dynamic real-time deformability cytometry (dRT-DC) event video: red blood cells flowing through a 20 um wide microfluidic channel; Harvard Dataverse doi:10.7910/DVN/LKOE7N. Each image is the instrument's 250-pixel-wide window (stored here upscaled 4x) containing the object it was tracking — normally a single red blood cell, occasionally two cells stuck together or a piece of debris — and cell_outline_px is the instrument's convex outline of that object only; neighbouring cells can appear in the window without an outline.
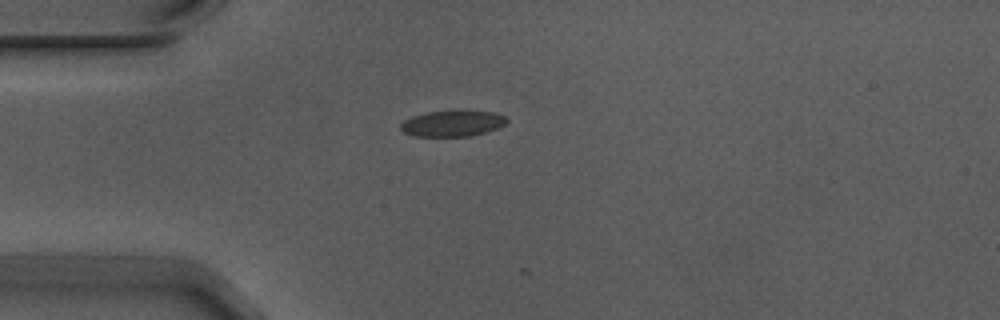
{"species": "Egyptian fruit bat (a non-hibernating species)", "species_latin": "Rousettus aegyptiacus", "temperature_condition": "warm", "stored_images_in_passage": 11, "camera_frame_rate_fps": 3000, "um_per_image_px": 0.085, "animal": {"sex": "male"}, "frame": {"image": 1, "passage_image": 2, "time_ms": 0.333, "image_size_px": [1000, 320], "cell_outline_px": [[508, 120], [504, 124], [496, 128], [472, 136], [412, 136], [404, 132], [400, 128], [400, 124], [404, 120], [412, 116], [428, 112], [456, 108], [492, 112], [504, 116]], "centroid_in_image_um": [38.44, 10.45], "position_along_channel_um": 46.6, "area_um2": 16.47}}
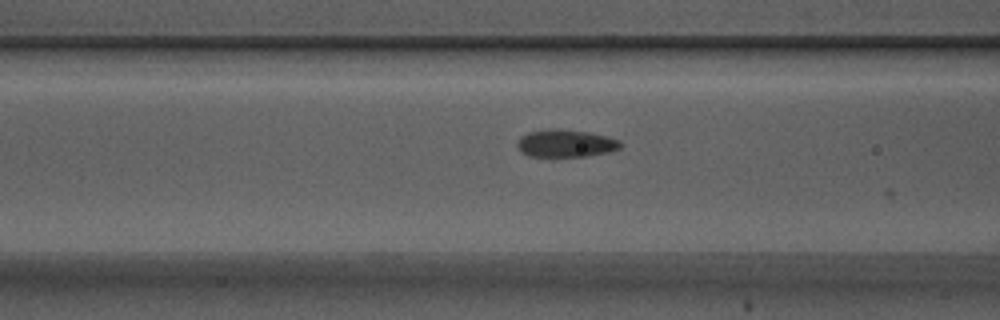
{"frame": {"image": 2, "passage_image": 9, "time_ms": 2.667, "image_size_px": [1000, 320], "cell_outline_px": [[624, 144], [620, 148], [608, 152], [588, 156], [528, 156], [520, 152], [516, 144], [520, 136], [528, 132], [552, 128], [556, 128], [588, 132], [608, 136], [620, 140]], "centroid_in_image_um": [48.08, 12.18], "position_along_channel_um": 118.5, "area_um2": 16.76}}